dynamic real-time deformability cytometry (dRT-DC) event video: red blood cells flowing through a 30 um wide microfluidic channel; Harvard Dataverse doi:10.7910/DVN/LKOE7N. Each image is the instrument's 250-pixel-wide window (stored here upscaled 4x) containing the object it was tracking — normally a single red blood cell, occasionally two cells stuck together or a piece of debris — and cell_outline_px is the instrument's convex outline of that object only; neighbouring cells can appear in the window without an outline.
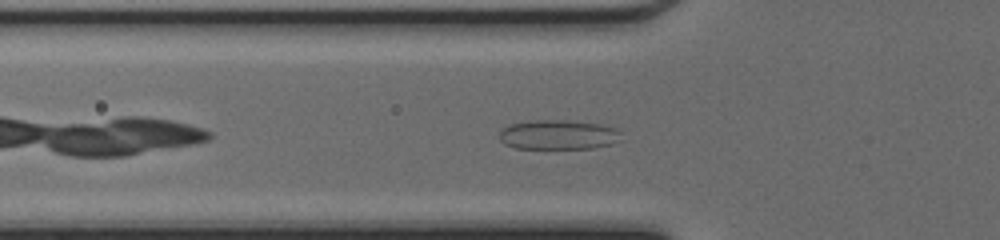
{"species": "common noctule bat (a hibernating species)", "species_latin": "Nyctalus noctula", "temperature_condition": "cold", "stored_images_in_passage": 37, "camera_frame_rate_fps": 3000, "um_per_image_px": 0.085, "animal": {"sex": "female", "body_mass_g": 17.0, "forearm_length_mm": 48.0}, "frame": {"image": 1, "passage_image": 5, "time_ms": 1.333, "image_size_px": [1000, 240], "cell_outline_px": [[624, 140], [612, 144], [592, 148], [516, 148], [504, 144], [500, 140], [500, 132], [504, 128], [512, 124], [532, 120], [568, 120], [600, 124], [616, 128], [620, 132]], "centroid_in_image_um": [47.52, 11.45], "position_along_channel_um": 78.3, "area_um2": 21.1}}
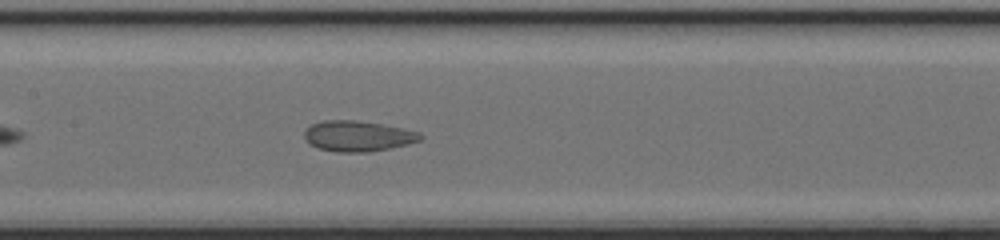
{"frame": {"image": 2, "passage_image": 12, "time_ms": 3.667, "image_size_px": [1000, 240], "cell_outline_px": [[424, 136], [420, 140], [408, 144], [392, 148], [368, 152], [336, 152], [316, 148], [308, 144], [304, 140], [304, 132], [312, 124], [324, 120], [356, 120], [404, 128], [420, 132]], "centroid_in_image_um": [30.41, 11.58], "position_along_channel_um": 177.0, "area_um2": 20.92}}
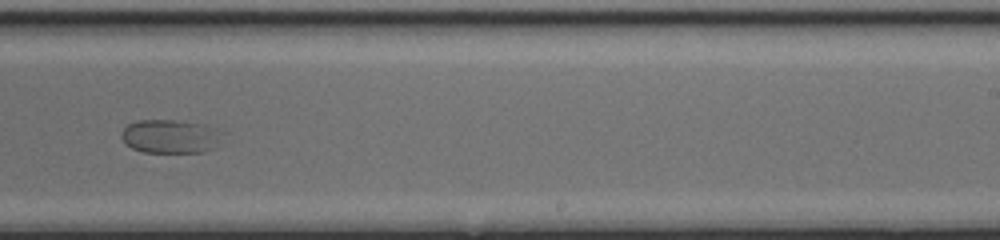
{"frame": {"image": 3, "passage_image": 19, "time_ms": 6.0, "image_size_px": [1000, 240], "cell_outline_px": [[228, 132], [212, 148], [204, 152], [144, 152], [132, 148], [124, 144], [120, 136], [120, 132], [128, 124], [136, 120], [176, 120], [204, 124]], "centroid_in_image_um": [14.49, 11.58], "position_along_channel_um": 274.5, "area_um2": 20.23}}